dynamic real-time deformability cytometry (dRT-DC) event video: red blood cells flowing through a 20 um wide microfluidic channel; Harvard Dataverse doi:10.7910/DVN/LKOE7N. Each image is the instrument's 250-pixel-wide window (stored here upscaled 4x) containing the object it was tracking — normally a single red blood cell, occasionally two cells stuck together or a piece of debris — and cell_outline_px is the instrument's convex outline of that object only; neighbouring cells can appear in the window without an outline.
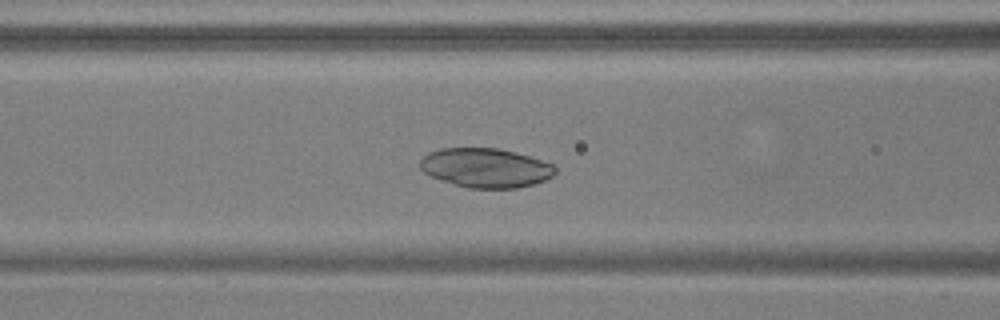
{"species": "common noctule bat (a hibernating species)", "species_latin": "Nyctalus noctula", "temperature_condition": "warm", "stored_images_in_passage": 40, "camera_frame_rate_fps": 3000, "um_per_image_px": 0.085, "animal": {"sex": "male", "body_mass_g": 17.9, "forearm_length_mm": 54.2}, "frame": {"image": 1, "passage_image": 8, "time_ms": 2.333, "image_size_px": [1000, 320], "cell_outline_px": [[556, 172], [552, 176], [544, 180], [532, 184], [516, 188], [468, 188], [432, 176], [424, 172], [420, 168], [420, 160], [428, 152], [440, 148], [496, 148], [516, 152], [552, 164], [556, 168]], "centroid_in_image_um": [41.27, 14.25], "position_along_channel_um": 125.3, "area_um2": 30.63}}
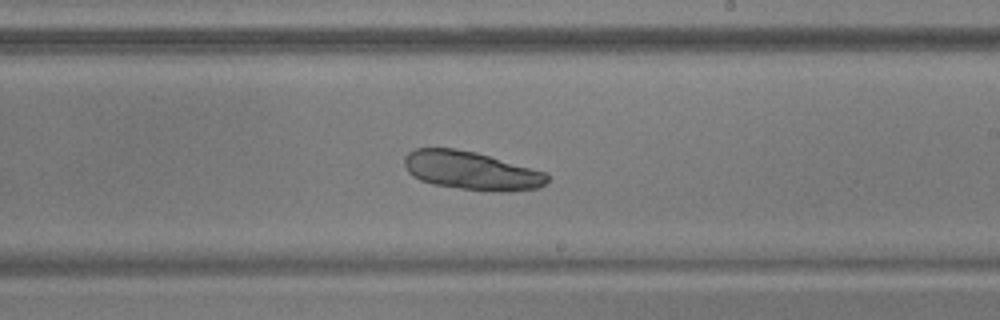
{"frame": {"image": 2, "passage_image": 18, "time_ms": 5.667, "image_size_px": [1000, 320], "cell_outline_px": [[548, 180], [540, 188], [508, 192], [500, 192], [460, 188], [432, 184], [420, 180], [412, 176], [408, 172], [404, 164], [404, 156], [408, 152], [416, 148], [456, 148], [476, 152], [544, 172], [548, 176]], "centroid_in_image_um": [40.03, 14.5], "position_along_channel_um": 249.0, "area_um2": 31.96}}
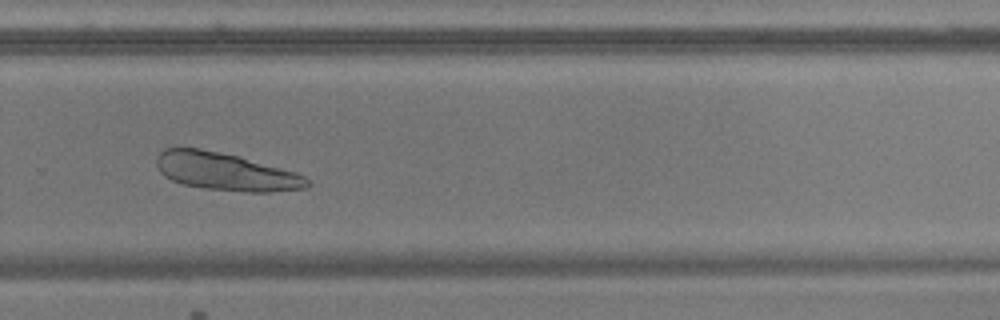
{"frame": {"image": 3, "passage_image": 23, "time_ms": 7.333, "image_size_px": [1000, 320], "cell_outline_px": [[308, 188], [268, 192], [240, 192], [204, 188], [184, 184], [172, 180], [164, 176], [160, 172], [156, 164], [156, 156], [164, 148], [200, 148], [240, 156], [296, 172], [304, 176], [308, 180]], "centroid_in_image_um": [19.17, 14.59], "position_along_channel_um": 310.6, "area_um2": 33.23}}